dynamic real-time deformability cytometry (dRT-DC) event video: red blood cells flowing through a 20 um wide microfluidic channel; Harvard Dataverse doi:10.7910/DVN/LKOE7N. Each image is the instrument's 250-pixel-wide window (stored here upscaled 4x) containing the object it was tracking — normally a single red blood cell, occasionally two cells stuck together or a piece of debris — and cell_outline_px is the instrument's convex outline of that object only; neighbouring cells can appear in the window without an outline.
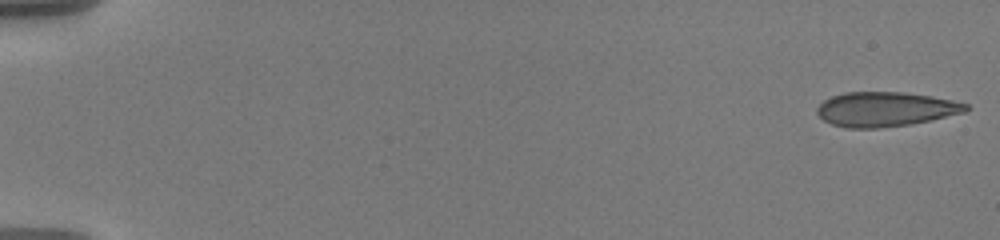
{"species": "human", "species_latin": "Homo sapiens", "temperature_condition": "warm", "stored_images_in_passage": 56, "camera_frame_rate_fps": 3000, "um_per_image_px": 0.085, "donor": {"sex": "male"}, "frame": {"image": 1, "passage_image": 1, "time_ms": 0.0, "image_size_px": [1000, 240], "cell_outline_px": [[972, 108], [964, 112], [928, 120], [908, 124], [876, 128], [848, 128], [832, 124], [824, 120], [816, 112], [816, 108], [824, 100], [832, 96], [844, 92], [904, 92], [932, 96], [952, 100], [968, 104]], "centroid_in_image_um": [75.25, 9.27], "position_along_channel_um": 9.7, "area_um2": 29.77}}
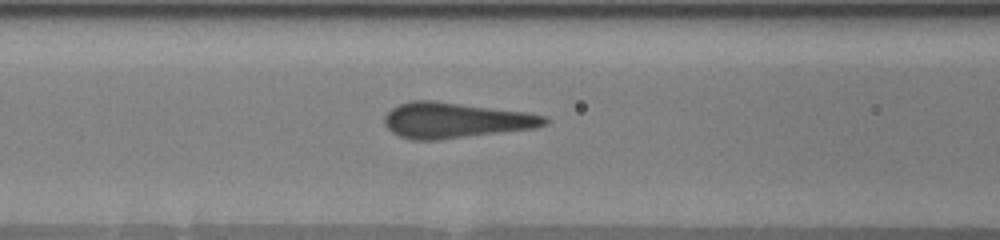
{"frame": {"image": 2, "passage_image": 25, "time_ms": 8.0, "image_size_px": [1000, 240], "cell_outline_px": [[548, 124], [536, 128], [436, 140], [412, 140], [400, 136], [392, 132], [384, 124], [384, 116], [392, 108], [400, 104], [412, 100], [436, 100], [524, 112], [544, 116], [548, 120]], "centroid_in_image_um": [38.68, 10.22], "position_along_channel_um": 127.9, "area_um2": 33.06}}
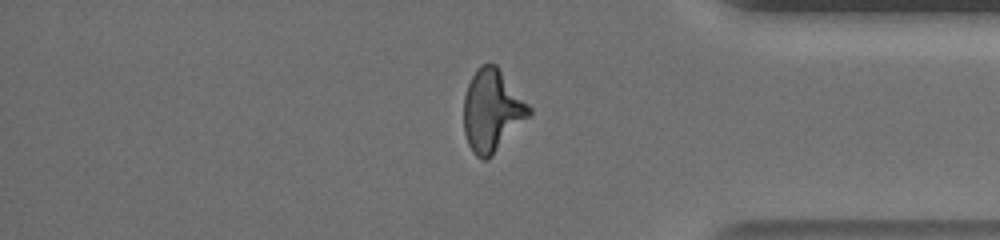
{"frame": {"image": 3, "passage_image": 48, "time_ms": 15.667, "image_size_px": [1000, 240], "cell_outline_px": [[532, 112], [492, 156], [488, 160], [480, 160], [472, 152], [468, 144], [464, 132], [464, 96], [468, 84], [476, 68], [484, 64], [496, 64], [532, 108]], "centroid_in_image_um": [41.8, 9.41], "position_along_channel_um": 393.4, "area_um2": 31.1}}